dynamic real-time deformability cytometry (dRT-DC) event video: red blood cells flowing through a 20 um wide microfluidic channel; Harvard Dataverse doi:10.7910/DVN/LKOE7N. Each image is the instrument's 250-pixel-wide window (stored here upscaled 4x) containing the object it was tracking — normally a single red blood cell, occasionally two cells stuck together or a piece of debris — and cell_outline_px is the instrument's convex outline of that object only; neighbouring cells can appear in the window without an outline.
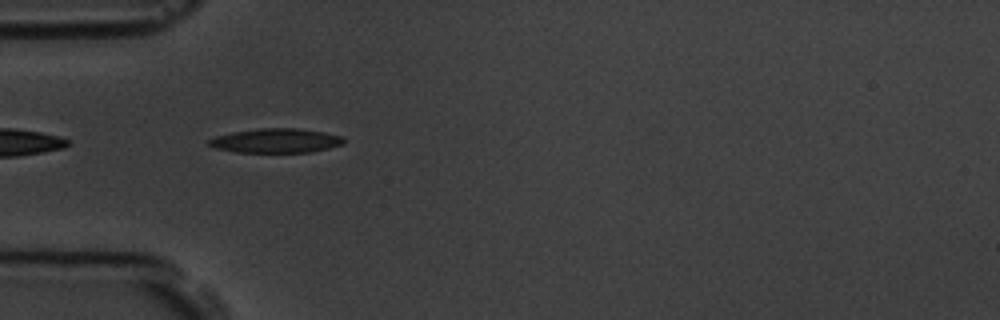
{"species": "common noctule bat (a hibernating species)", "species_latin": "Nyctalus noctula", "temperature_condition": "room temperature", "stored_images_in_passage": 2, "camera_frame_rate_fps": 3000, "um_per_image_px": 0.085, "animal": {"sex": "male", "body_mass_g": 19.5, "forearm_length_mm": 54.6}, "frame": {"image": 1, "passage_image": 1, "time_ms": 0.0, "image_size_px": [1000, 320], "cell_outline_px": [[344, 144], [312, 152], [236, 152], [216, 148], [208, 144], [208, 140], [216, 136], [232, 132], [260, 128], [300, 128], [324, 132], [344, 136]], "centroid_in_image_um": [23.49, 11.95], "position_along_channel_um": 61.5, "area_um2": 19.13}}
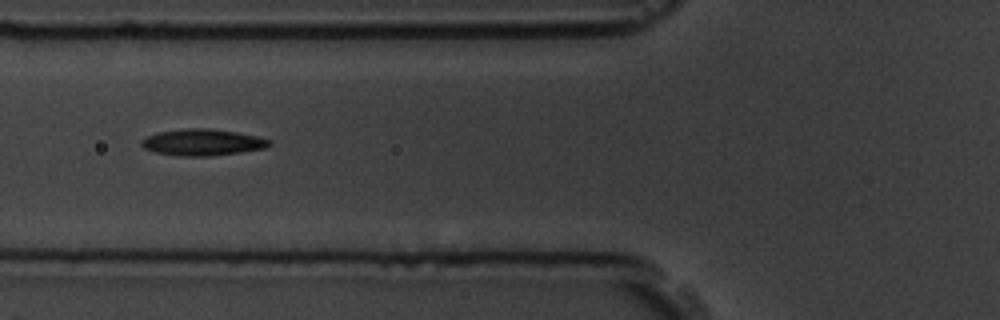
{"frame": {"image": 2, "passage_image": 2, "time_ms": 1.333, "image_size_px": [1000, 320], "cell_outline_px": [[272, 144], [264, 148], [240, 152], [212, 156], [180, 156], [156, 152], [144, 148], [140, 144], [140, 140], [156, 132], [188, 128], [208, 128], [236, 132], [256, 136], [272, 140]], "centroid_in_image_um": [17.2, 12.09], "position_along_channel_um": 108.6, "area_um2": 19.71}}